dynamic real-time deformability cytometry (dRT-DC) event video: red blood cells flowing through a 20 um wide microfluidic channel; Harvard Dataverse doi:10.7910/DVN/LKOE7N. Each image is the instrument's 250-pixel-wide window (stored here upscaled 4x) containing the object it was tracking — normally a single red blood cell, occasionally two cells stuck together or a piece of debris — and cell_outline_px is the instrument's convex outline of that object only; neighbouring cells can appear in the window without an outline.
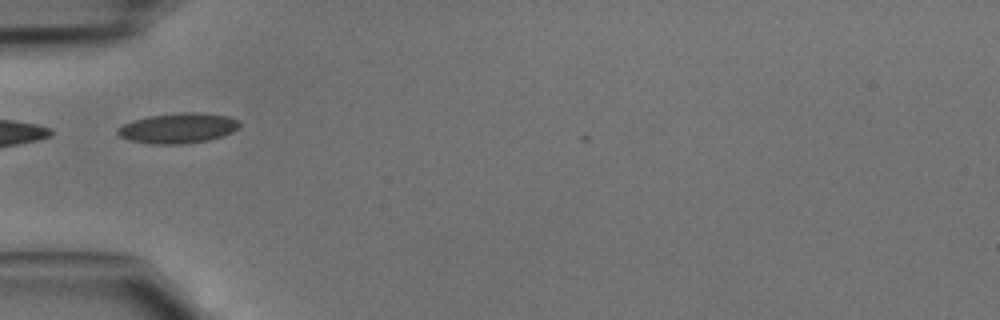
{"species": "common noctule bat (a hibernating species)", "species_latin": "Nyctalus noctula", "temperature_condition": "cold", "stored_images_in_passage": 4, "camera_frame_rate_fps": 3000, "um_per_image_px": 0.085, "animal": {"sex": "male", "body_mass_g": 15.6}, "frame": {"image": 1, "passage_image": 2, "time_ms": 0.333, "image_size_px": [1000, 320], "cell_outline_px": [[240, 124], [232, 132], [208, 140], [180, 144], [148, 144], [128, 140], [120, 136], [116, 132], [116, 128], [124, 124], [148, 116], [180, 112], [200, 112], [228, 116], [236, 120]], "centroid_in_image_um": [15.09, 10.89], "position_along_channel_um": 69.9, "area_um2": 21.33}}